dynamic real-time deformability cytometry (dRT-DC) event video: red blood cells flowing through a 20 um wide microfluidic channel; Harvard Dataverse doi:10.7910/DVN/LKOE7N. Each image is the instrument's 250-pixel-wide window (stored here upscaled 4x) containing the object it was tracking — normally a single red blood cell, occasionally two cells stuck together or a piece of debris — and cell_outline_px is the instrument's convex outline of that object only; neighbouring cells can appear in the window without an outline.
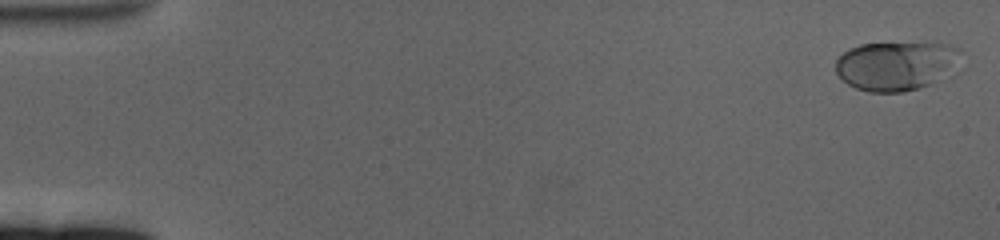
{"species": "human", "species_latin": "Homo sapiens", "temperature_condition": "cold", "stored_images_in_passage": 62, "camera_frame_rate_fps": 3000, "um_per_image_px": 0.085, "donor": {"sex": "female"}, "frame": {"image": 1, "passage_image": 2, "time_ms": 0.333, "image_size_px": [1000, 240], "cell_outline_px": [[960, 72], [956, 76], [904, 92], [868, 92], [856, 88], [848, 84], [836, 72], [836, 60], [844, 52], [860, 44], [936, 40], [960, 48]], "centroid_in_image_um": [76.36, 5.55], "position_along_channel_um": 8.6, "area_um2": 37.69}}
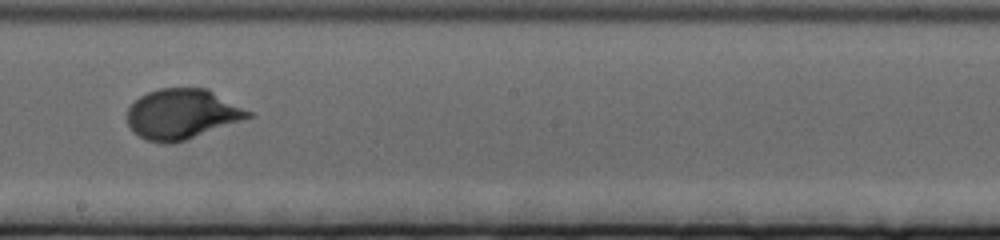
{"frame": {"image": 2, "passage_image": 36, "time_ms": 11.667, "image_size_px": [1000, 240], "cell_outline_px": [[252, 116], [184, 140], [172, 144], [160, 144], [144, 140], [132, 132], [128, 124], [128, 108], [140, 96], [148, 92], [160, 88], [208, 88], [252, 112]], "centroid_in_image_um": [15.43, 9.7], "position_along_channel_um": 232.8, "area_um2": 35.2}}
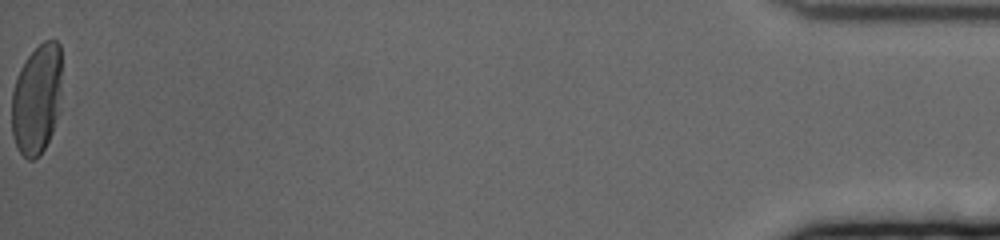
{"frame": {"image": 3, "passage_image": 62, "time_ms": 20.333, "image_size_px": [1000, 240], "cell_outline_px": [[60, 112], [52, 132], [40, 156], [32, 160], [28, 160], [20, 152], [12, 136], [12, 92], [16, 76], [24, 60], [44, 40], [56, 40], [60, 44]], "centroid_in_image_um": [3.12, 8.44], "position_along_channel_um": 432.1, "area_um2": 32.37}, "authors_computed_cell_mechanics": {"area_um2": 33.7263, "velocity_mm_per_s": 3.3438, "shape_relaxation_time_tau1_ms": 3.8258, "shape_relaxation_time_tau2_ms": null, "deformation_change_tau1": 0.1778, "deformation_change_tau2": null}}